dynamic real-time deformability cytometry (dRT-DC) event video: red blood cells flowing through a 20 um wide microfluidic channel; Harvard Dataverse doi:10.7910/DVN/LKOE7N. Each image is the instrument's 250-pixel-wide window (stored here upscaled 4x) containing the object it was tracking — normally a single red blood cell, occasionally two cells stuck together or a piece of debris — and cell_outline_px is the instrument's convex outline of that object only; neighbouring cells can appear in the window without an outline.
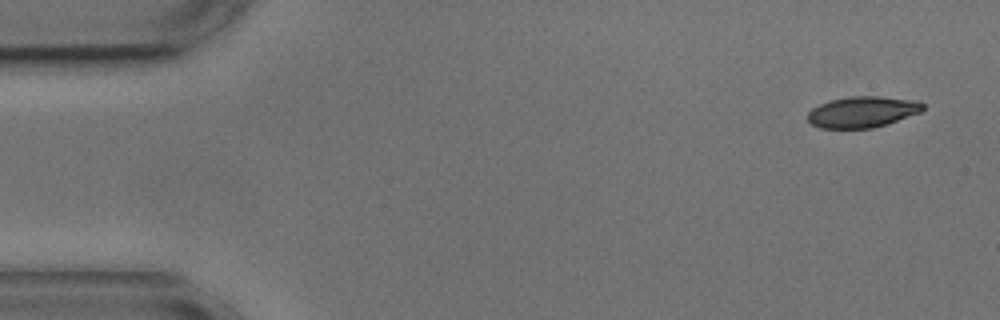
{"species": "common noctule bat (a hibernating species)", "species_latin": "Nyctalus noctula", "temperature_condition": "cold", "stored_images_in_passage": 7, "camera_frame_rate_fps": 3000, "um_per_image_px": 0.085, "animal": {"sex": "male", "body_mass_g": 17.9, "forearm_length_mm": 54.2}, "frame": {"image": 1, "passage_image": 1, "time_ms": 0.0, "image_size_px": [1000, 320], "cell_outline_px": [[924, 108], [920, 112], [888, 124], [872, 128], [820, 128], [812, 124], [808, 120], [808, 112], [812, 108], [820, 104], [832, 100], [852, 96], [880, 96], [920, 100], [924, 104]], "centroid_in_image_um": [73.35, 9.51], "position_along_channel_um": 11.7, "area_um2": 20.92}}
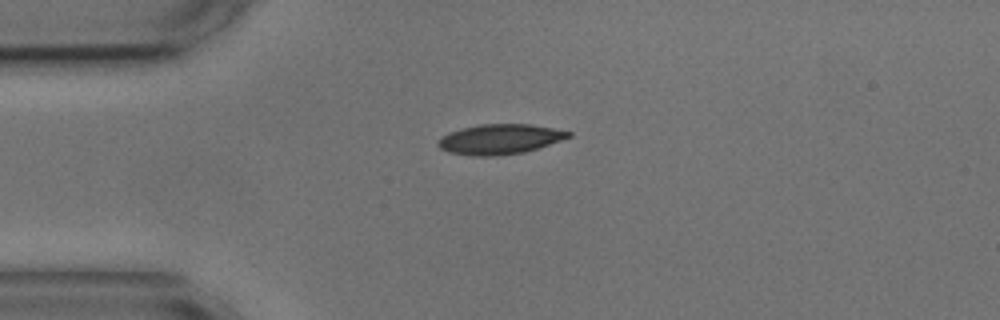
{"frame": {"image": 2, "passage_image": 4, "time_ms": 3.333, "image_size_px": [1000, 320], "cell_outline_px": [[572, 136], [524, 152], [496, 156], [472, 156], [448, 152], [440, 148], [436, 144], [436, 140], [440, 136], [448, 132], [460, 128], [480, 124], [532, 124], [572, 132]], "centroid_in_image_um": [42.41, 11.82], "position_along_channel_um": 42.6, "area_um2": 22.95}}